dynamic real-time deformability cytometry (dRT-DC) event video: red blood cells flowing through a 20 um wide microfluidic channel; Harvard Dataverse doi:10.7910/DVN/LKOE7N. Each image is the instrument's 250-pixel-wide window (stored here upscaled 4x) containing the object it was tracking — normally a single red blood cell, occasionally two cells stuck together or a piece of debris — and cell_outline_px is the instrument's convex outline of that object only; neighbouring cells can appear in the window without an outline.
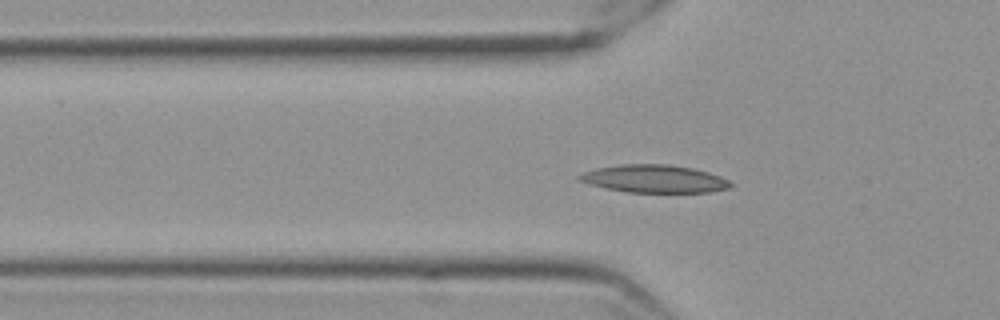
{"species": "Egyptian fruit bat (a non-hibernating species)", "species_latin": "Rousettus aegyptiacus", "temperature_condition": "cold", "stored_images_in_passage": 52, "camera_frame_rate_fps": 3000, "um_per_image_px": 0.085, "frame": {"image": 1, "passage_image": 19, "time_ms": 6.0, "image_size_px": [1000, 320], "cell_outline_px": [[732, 184], [728, 188], [708, 192], [628, 192], [588, 184], [576, 180], [576, 176], [584, 172], [596, 168], [620, 164], [668, 164], [692, 168], [708, 172], [720, 176], [728, 180]], "centroid_in_image_um": [55.57, 15.19], "position_along_channel_um": 70.2, "area_um2": 24.39}}
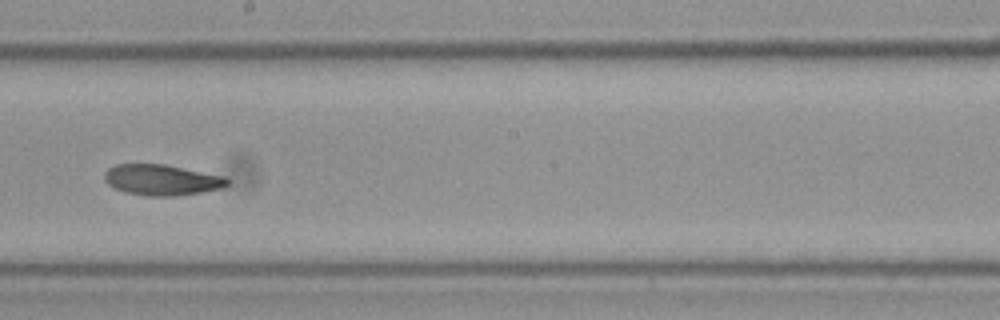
{"frame": {"image": 2, "passage_image": 33, "time_ms": 10.667, "image_size_px": [1000, 320], "cell_outline_px": [[228, 184], [220, 188], [200, 192], [172, 196], [148, 196], [124, 192], [108, 184], [104, 180], [104, 172], [108, 168], [116, 164], [164, 164], [224, 176], [228, 180]], "centroid_in_image_um": [13.7, 15.28], "position_along_channel_um": 234.5, "area_um2": 21.85}}
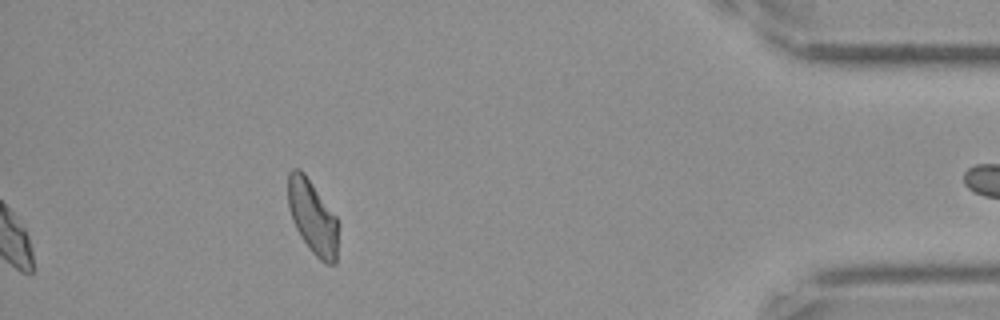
{"frame": {"image": 3, "passage_image": 52, "time_ms": 17.0, "image_size_px": [1000, 320], "cell_outline_px": [[336, 264], [328, 264], [320, 260], [312, 252], [300, 236], [292, 220], [288, 204], [288, 172], [292, 168], [300, 168], [304, 172], [336, 216]], "centroid_in_image_um": [26.53, 18.41], "position_along_channel_um": 408.7, "area_um2": 21.27}}